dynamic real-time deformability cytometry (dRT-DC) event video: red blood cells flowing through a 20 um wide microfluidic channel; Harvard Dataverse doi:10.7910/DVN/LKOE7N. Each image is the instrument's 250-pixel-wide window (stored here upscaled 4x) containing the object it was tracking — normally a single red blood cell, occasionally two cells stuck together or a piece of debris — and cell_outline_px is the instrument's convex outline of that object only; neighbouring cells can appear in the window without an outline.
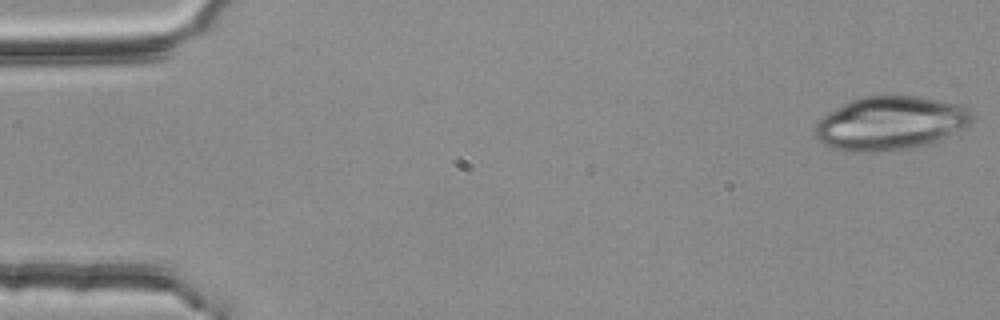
{"species": "common noctule bat (a hibernating species)", "species_latin": "Nyctalus noctula", "temperature_condition": "room temperature", "stored_images_in_passage": 9, "camera_frame_rate_fps": 3000, "um_per_image_px": 0.085, "animal": {"sex": "female", "body_mass_g": 25.1}, "frame": {"image": 1, "passage_image": 1, "time_ms": 0.0, "image_size_px": [1000, 320], "cell_outline_px": [[972, 116], [968, 124], [948, 136], [924, 144], [904, 148], [856, 152], [852, 152], [832, 148], [824, 144], [812, 132], [812, 128], [828, 112], [848, 100], [860, 96], [920, 96], [956, 104], [968, 108]], "centroid_in_image_um": [75.59, 10.44], "position_along_channel_um": 9.4, "area_um2": 48.38}}